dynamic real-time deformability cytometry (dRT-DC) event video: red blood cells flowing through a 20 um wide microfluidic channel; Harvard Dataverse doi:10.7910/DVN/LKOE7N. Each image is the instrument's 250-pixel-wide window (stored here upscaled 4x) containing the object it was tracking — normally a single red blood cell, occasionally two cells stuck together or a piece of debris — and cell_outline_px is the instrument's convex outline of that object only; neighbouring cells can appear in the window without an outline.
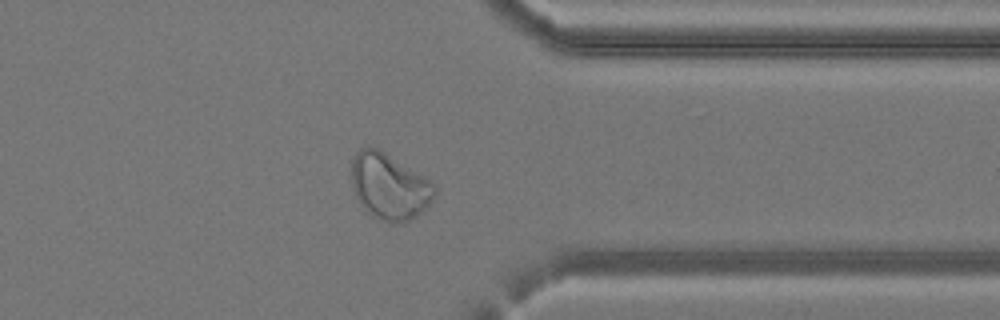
{"species": "common noctule bat (a hibernating species)", "species_latin": "Nyctalus noctula", "temperature_condition": "cold", "stored_images_in_passage": 34, "camera_frame_rate_fps": 3000, "um_per_image_px": 0.085, "animal": {"sex": "female", "body_mass_g": 24.6, "forearm_length_mm": 56.2}, "frame": {"image": 1, "passage_image": 25, "time_ms": 8.0, "image_size_px": [1000, 320], "cell_outline_px": [[436, 196], [416, 216], [408, 220], [384, 220], [372, 216], [360, 204], [352, 188], [352, 160], [356, 152], [360, 148], [380, 148], [436, 184]], "centroid_in_image_um": [33.09, 15.8], "position_along_channel_um": 378.3, "area_um2": 31.56}}